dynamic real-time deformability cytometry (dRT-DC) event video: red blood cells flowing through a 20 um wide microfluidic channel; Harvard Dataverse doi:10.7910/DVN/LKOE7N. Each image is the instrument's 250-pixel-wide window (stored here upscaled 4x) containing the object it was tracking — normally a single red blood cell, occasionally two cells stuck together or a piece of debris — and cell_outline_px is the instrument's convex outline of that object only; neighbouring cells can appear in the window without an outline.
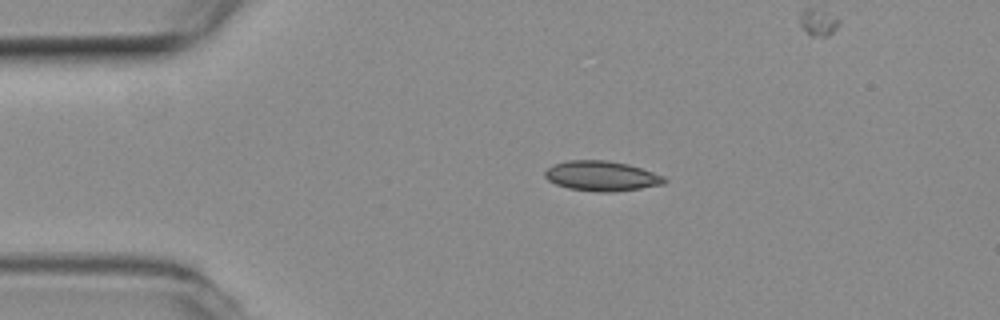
{"species": "common noctule bat (a hibernating species)", "species_latin": "Nyctalus noctula", "temperature_condition": "room temperature", "stored_images_in_passage": 4, "camera_frame_rate_fps": 3000, "um_per_image_px": 0.085, "animal": {"sex": "female", "body_mass_g": 19.3, "forearm_length_mm": 54.1}, "frame": {"image": 1, "passage_image": 2, "time_ms": 0.333, "image_size_px": [1000, 320], "cell_outline_px": [[668, 180], [664, 184], [640, 188], [608, 192], [600, 192], [568, 188], [556, 184], [548, 180], [544, 176], [544, 172], [552, 164], [568, 160], [608, 160], [628, 164], [664, 176]], "centroid_in_image_um": [51.12, 14.95], "position_along_channel_um": 33.9, "area_um2": 20.81}}